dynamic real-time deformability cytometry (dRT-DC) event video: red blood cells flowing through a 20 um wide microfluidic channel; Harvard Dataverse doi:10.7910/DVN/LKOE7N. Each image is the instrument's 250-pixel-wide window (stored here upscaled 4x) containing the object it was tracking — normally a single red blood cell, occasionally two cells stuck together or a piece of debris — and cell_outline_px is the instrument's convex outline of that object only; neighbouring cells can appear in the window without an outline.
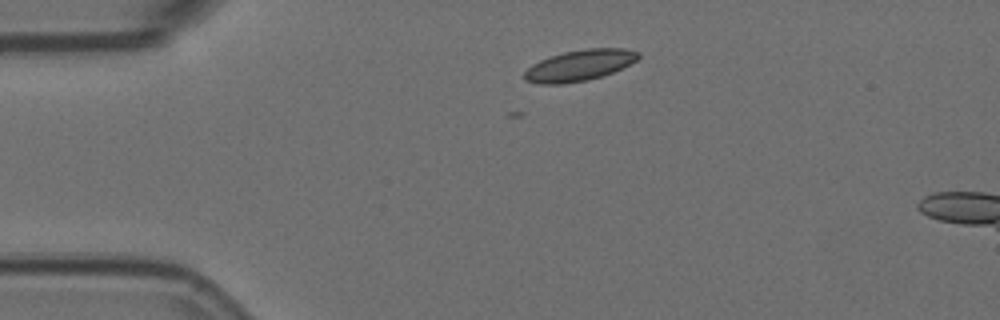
{"species": "Egyptian fruit bat (a non-hibernating species)", "species_latin": "Rousettus aegyptiacus", "temperature_condition": "room temperature", "stored_images_in_passage": 4, "camera_frame_rate_fps": 3000, "um_per_image_px": 0.085, "animal": {"sex": "female"}, "frame": {"image": 1, "passage_image": 2, "time_ms": 0.333, "image_size_px": [1000, 320], "cell_outline_px": [[640, 56], [636, 60], [612, 72], [588, 80], [560, 84], [540, 84], [524, 80], [524, 72], [532, 64], [548, 56], [564, 52], [584, 48], [624, 48], [640, 52]], "centroid_in_image_um": [49.22, 5.54], "position_along_channel_um": 35.8, "area_um2": 20.52}}
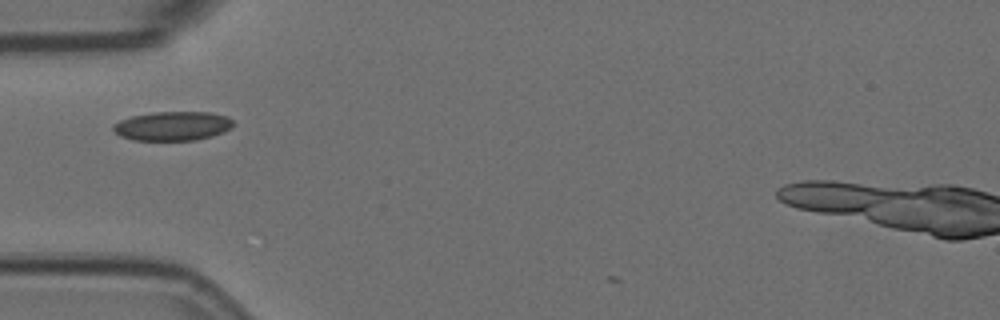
{"frame": {"image": 2, "passage_image": 3, "time_ms": 0.667, "image_size_px": [1000, 320], "cell_outline_px": [[232, 128], [224, 132], [212, 136], [192, 140], [132, 140], [120, 136], [112, 128], [112, 124], [120, 120], [132, 116], [152, 112], [212, 112], [228, 116], [232, 120]], "centroid_in_image_um": [14.67, 10.7], "position_along_channel_um": 70.3, "area_um2": 20.46}}